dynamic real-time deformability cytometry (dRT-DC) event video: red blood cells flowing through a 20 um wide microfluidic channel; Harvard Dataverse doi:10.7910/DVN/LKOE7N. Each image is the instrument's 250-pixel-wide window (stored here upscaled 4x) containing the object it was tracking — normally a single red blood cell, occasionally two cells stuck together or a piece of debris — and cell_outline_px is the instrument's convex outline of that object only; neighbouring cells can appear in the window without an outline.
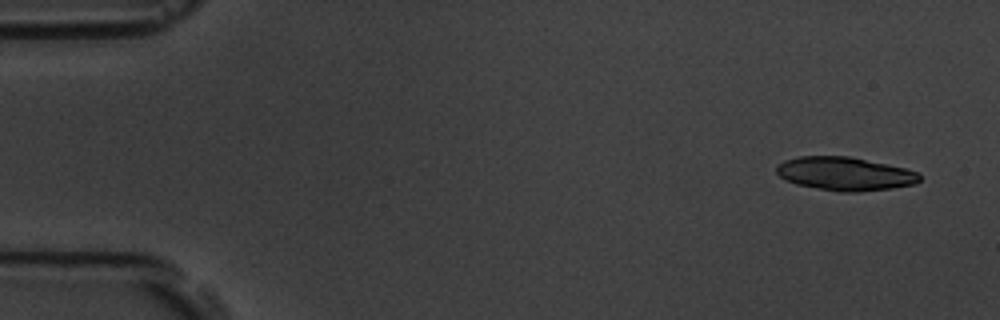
{"species": "common noctule bat (a hibernating species)", "species_latin": "Nyctalus noctula", "temperature_condition": "room temperature", "stored_images_in_passage": 6, "camera_frame_rate_fps": 3000, "um_per_image_px": 0.085, "animal": {"sex": "male", "body_mass_g": 19.5, "forearm_length_mm": 54.6}, "frame": {"image": 1, "passage_image": 1, "time_ms": 0.0, "image_size_px": [1000, 320], "cell_outline_px": [[920, 180], [916, 184], [892, 188], [860, 192], [840, 192], [796, 184], [784, 180], [776, 172], [776, 164], [784, 160], [796, 156], [848, 156], [888, 164], [920, 172]], "centroid_in_image_um": [71.81, 14.76], "position_along_channel_um": 13.2, "area_um2": 28.15}}